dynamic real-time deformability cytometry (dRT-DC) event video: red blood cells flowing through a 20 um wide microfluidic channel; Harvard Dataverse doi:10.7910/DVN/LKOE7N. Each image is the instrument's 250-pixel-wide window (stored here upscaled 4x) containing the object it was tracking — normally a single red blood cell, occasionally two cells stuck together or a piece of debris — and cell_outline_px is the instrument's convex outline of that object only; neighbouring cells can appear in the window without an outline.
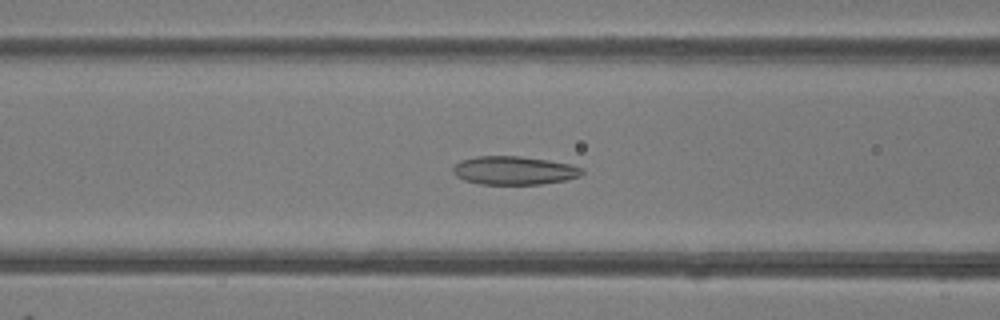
{"species": "common noctule bat (a hibernating species)", "species_latin": "Nyctalus noctula", "temperature_condition": "room temperature", "stored_images_in_passage": 49, "camera_frame_rate_fps": 3000, "um_per_image_px": 0.085, "animal": {"sex": "female"}, "frame": {"image": 1, "passage_image": 20, "time_ms": 6.333, "image_size_px": [1000, 320], "cell_outline_px": [[584, 172], [580, 176], [568, 180], [540, 184], [480, 184], [464, 180], [456, 176], [452, 172], [452, 168], [460, 160], [476, 156], [520, 156], [548, 160], [568, 164], [580, 168]], "centroid_in_image_um": [43.66, 14.49], "position_along_channel_um": 122.9, "area_um2": 21.39}}
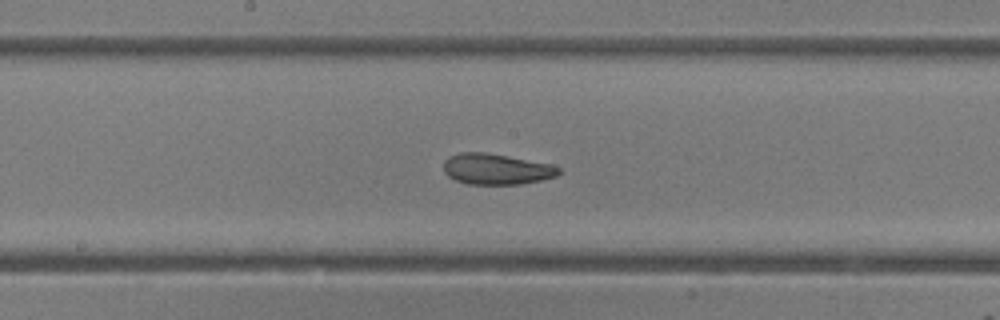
{"frame": {"image": 2, "passage_image": 26, "time_ms": 8.333, "image_size_px": [1000, 320], "cell_outline_px": [[560, 172], [556, 176], [540, 180], [520, 184], [468, 184], [456, 180], [448, 176], [444, 172], [444, 160], [448, 156], [460, 152], [484, 152], [508, 156], [548, 164], [560, 168]], "centroid_in_image_um": [42.14, 14.37], "position_along_channel_um": 206.1, "area_um2": 20.52}}
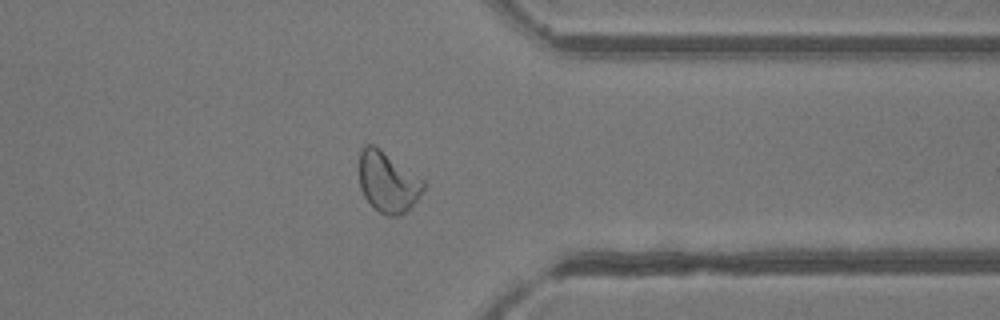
{"frame": {"image": 3, "passage_image": 39, "time_ms": 12.667, "image_size_px": [1000, 320], "cell_outline_px": [[424, 188], [416, 200], [400, 216], [384, 216], [364, 196], [360, 188], [360, 152], [364, 144], [372, 144], [380, 148], [424, 180]], "centroid_in_image_um": [32.95, 15.46], "position_along_channel_um": 378.4, "area_um2": 22.37}, "authors_computed_cell_mechanics": {"area_um2": 23.1778, "velocity_mm_per_s": 4.1563, "shape_relaxation_time_tau1_ms": 9.6054, "shape_relaxation_time_tau2_ms": 2.0967, "deformation_change_tau1": 0.2107, "deformation_change_tau2": 0.0985}}